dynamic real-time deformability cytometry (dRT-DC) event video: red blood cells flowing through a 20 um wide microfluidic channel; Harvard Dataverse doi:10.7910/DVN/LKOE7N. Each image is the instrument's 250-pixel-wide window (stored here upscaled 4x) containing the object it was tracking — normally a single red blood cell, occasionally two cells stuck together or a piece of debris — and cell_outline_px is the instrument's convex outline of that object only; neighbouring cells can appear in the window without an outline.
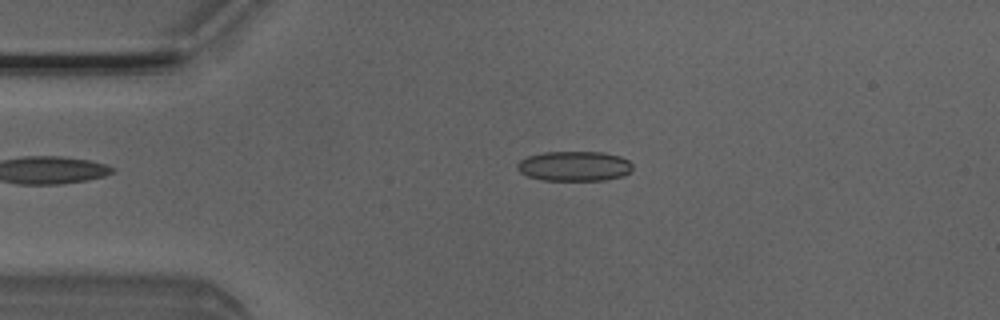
{"species": "Egyptian fruit bat (a non-hibernating species)", "species_latin": "Rousettus aegyptiacus", "temperature_condition": "room temperature", "stored_images_in_passage": 3, "camera_frame_rate_fps": 3000, "um_per_image_px": 0.085, "animal": {"sex": "male"}, "frame": {"image": 1, "passage_image": 2, "time_ms": 0.333, "image_size_px": [1000, 320], "cell_outline_px": [[632, 168], [624, 176], [604, 180], [540, 180], [528, 176], [520, 172], [516, 168], [516, 164], [520, 160], [528, 156], [544, 152], [604, 152], [620, 156], [628, 160], [632, 164]], "centroid_in_image_um": [48.8, 14.12], "position_along_channel_um": 36.2, "area_um2": 20.17}}